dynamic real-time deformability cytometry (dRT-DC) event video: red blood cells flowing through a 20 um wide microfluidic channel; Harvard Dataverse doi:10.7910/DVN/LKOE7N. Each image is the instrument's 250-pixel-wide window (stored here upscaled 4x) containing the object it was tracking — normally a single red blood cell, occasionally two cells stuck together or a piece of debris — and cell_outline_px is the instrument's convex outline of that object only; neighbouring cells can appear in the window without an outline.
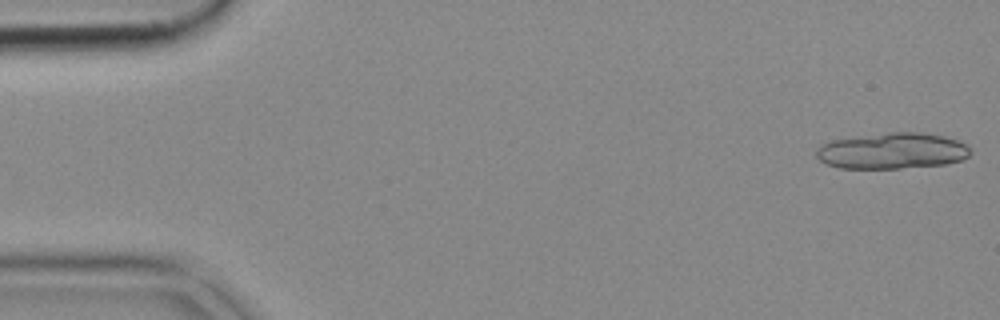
{"species": "common noctule bat (a hibernating species)", "species_latin": "Nyctalus noctula", "temperature_condition": "cold", "stored_images_in_passage": 13, "camera_frame_rate_fps": 3000, "um_per_image_px": 0.085, "animal": {"sex": "female", "body_mass_g": 18.4}, "frame": {"image": 1, "passage_image": 1, "time_ms": 0.0, "image_size_px": [1000, 320], "cell_outline_px": [[972, 152], [968, 156], [960, 160], [948, 164], [900, 168], [840, 168], [824, 164], [816, 156], [816, 152], [824, 144], [832, 140], [888, 132], [924, 132], [944, 136], [968, 144], [972, 148]], "centroid_in_image_um": [75.9, 12.82], "position_along_channel_um": 9.1, "area_um2": 32.48}}